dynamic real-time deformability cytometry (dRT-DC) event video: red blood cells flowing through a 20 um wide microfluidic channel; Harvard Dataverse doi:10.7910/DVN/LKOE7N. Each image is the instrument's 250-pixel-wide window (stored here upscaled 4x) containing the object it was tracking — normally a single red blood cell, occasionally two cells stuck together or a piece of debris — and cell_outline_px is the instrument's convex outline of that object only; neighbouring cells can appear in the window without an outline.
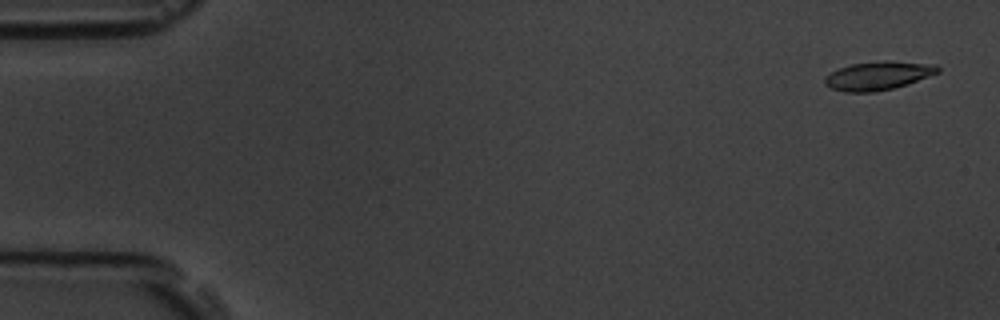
{"species": "common noctule bat (a hibernating species)", "species_latin": "Nyctalus noctula", "temperature_condition": "room temperature", "stored_images_in_passage": 5, "camera_frame_rate_fps": 3000, "um_per_image_px": 0.085, "animal": {"sex": "male", "body_mass_g": 19.5, "forearm_length_mm": 54.6}, "frame": {"image": 1, "passage_image": 1, "time_ms": 0.0, "image_size_px": [1000, 320], "cell_outline_px": [[940, 72], [908, 84], [876, 92], [844, 92], [832, 88], [824, 84], [824, 76], [840, 68], [852, 64], [884, 60], [936, 64], [940, 68]], "centroid_in_image_um": [74.66, 6.43], "position_along_channel_um": 10.3, "area_um2": 18.84}}
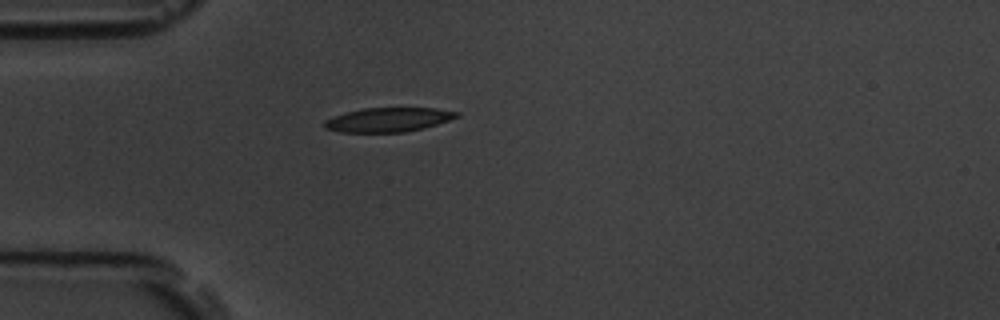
{"frame": {"image": 2, "passage_image": 5, "time_ms": 4.667, "image_size_px": [1000, 320], "cell_outline_px": [[460, 116], [424, 128], [404, 132], [340, 132], [324, 128], [324, 120], [348, 112], [364, 108], [436, 108], [460, 112]], "centroid_in_image_um": [33.03, 10.18], "position_along_channel_um": 52.0, "area_um2": 18.5}}